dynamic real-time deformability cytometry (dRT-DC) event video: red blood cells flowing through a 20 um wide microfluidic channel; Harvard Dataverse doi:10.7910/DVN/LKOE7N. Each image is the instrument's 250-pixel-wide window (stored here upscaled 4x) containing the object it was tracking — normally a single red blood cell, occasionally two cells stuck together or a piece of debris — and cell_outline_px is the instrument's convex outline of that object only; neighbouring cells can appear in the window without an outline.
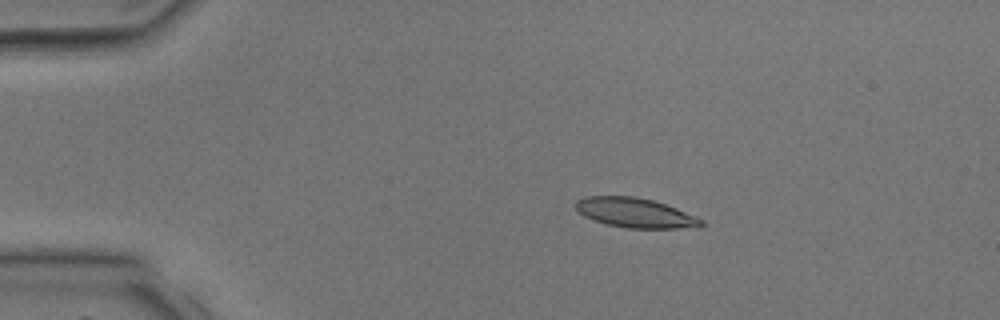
{"species": "common noctule bat (a hibernating species)", "species_latin": "Nyctalus noctula", "temperature_condition": "room temperature", "stored_images_in_passage": 40, "camera_frame_rate_fps": 3000, "um_per_image_px": 0.085, "animal": {"sex": "male", "body_mass_g": 17.9, "forearm_length_mm": 54.2}, "frame": {"image": 1, "passage_image": 8, "time_ms": 2.333, "image_size_px": [1000, 320], "cell_outline_px": [[704, 224], [696, 228], [628, 228], [608, 224], [584, 216], [576, 208], [576, 200], [584, 196], [636, 196], [652, 200], [676, 208], [704, 220]], "centroid_in_image_um": [54.01, 18.08], "position_along_channel_um": 31.0, "area_um2": 21.5}}
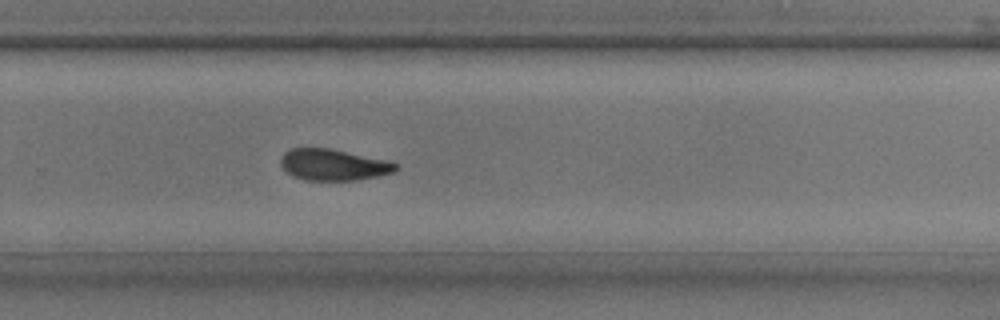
{"frame": {"image": 2, "passage_image": 27, "time_ms": 8.667, "image_size_px": [1000, 320], "cell_outline_px": [[400, 168], [396, 172], [380, 176], [356, 180], [304, 180], [292, 176], [280, 164], [280, 156], [288, 148], [328, 148], [388, 160], [400, 164]], "centroid_in_image_um": [28.37, 14.01], "position_along_channel_um": 301.4, "area_um2": 21.33}}
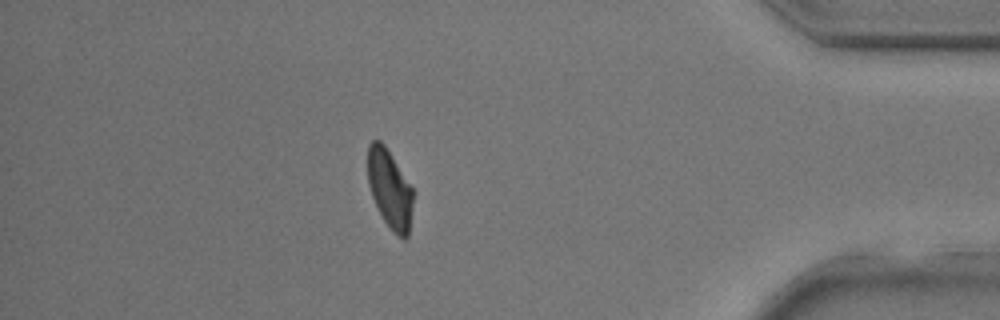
{"frame": {"image": 3, "passage_image": 35, "time_ms": 11.333, "image_size_px": [1000, 320], "cell_outline_px": [[416, 192], [408, 236], [404, 240], [392, 232], [384, 220], [372, 196], [368, 184], [368, 144], [372, 140], [380, 140], [384, 144]], "centroid_in_image_um": [33.17, 16.08], "position_along_channel_um": 402.0, "area_um2": 21.15}}